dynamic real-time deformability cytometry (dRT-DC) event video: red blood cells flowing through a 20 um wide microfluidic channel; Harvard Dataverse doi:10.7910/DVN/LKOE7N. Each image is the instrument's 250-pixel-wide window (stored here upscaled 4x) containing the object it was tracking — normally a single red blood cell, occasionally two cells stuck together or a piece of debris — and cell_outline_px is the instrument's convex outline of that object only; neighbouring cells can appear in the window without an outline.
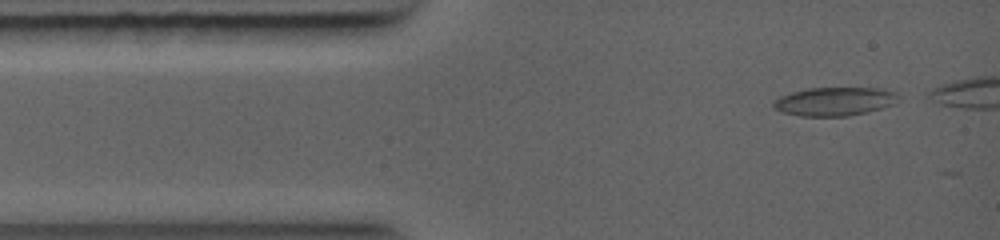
{"species": "common noctule bat (a hibernating species)", "species_latin": "Nyctalus noctula", "temperature_condition": "warm", "stored_images_in_passage": 3, "camera_frame_rate_fps": 5000, "um_per_image_px": 0.085, "animal": {"sex": "female", "body_mass_g": 19.0, "forearm_length_mm": 56.7}, "frame": {"image": 1, "passage_image": 2, "time_ms": 0.2, "image_size_px": [1000, 240], "cell_outline_px": [[900, 100], [896, 104], [848, 116], [800, 116], [780, 112], [772, 108], [772, 104], [780, 96], [792, 92], [808, 88], [880, 88], [896, 92], [900, 96]], "centroid_in_image_um": [70.95, 8.62], "position_along_channel_um": 14.1, "area_um2": 20.92}}